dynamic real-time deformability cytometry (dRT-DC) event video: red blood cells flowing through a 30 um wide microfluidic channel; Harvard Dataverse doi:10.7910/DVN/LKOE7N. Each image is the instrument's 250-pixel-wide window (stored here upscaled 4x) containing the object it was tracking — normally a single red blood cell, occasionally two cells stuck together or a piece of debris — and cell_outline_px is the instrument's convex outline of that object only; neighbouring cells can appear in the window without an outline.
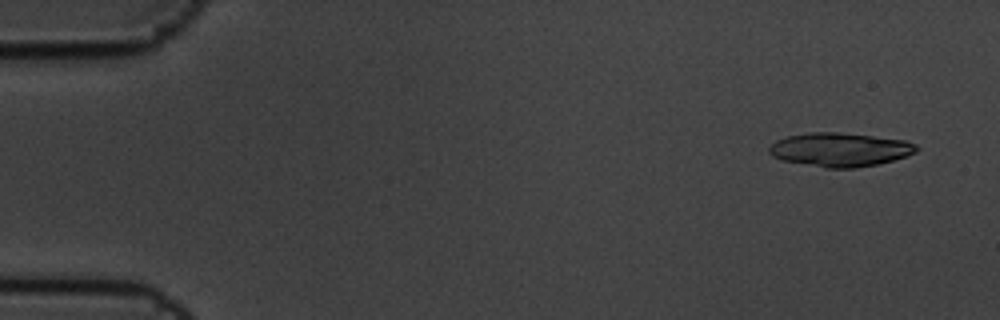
{"species": "common noctule bat (a hibernating species)", "species_latin": "Nyctalus noctula", "temperature_condition": "cold", "stored_images_in_passage": 6, "camera_frame_rate_fps": 3000, "um_per_image_px": 0.085, "animal": {"sex": "male", "body_mass_g": 19.5, "forearm_length_mm": 54.6}, "frame": {"image": 1, "passage_image": 1, "time_ms": 0.0, "image_size_px": [1000, 320], "cell_outline_px": [[920, 148], [916, 152], [908, 156], [876, 164], [856, 168], [824, 168], [784, 160], [772, 156], [768, 152], [768, 148], [776, 140], [788, 136], [808, 132], [836, 132], [872, 136], [904, 140], [916, 144]], "centroid_in_image_um": [71.4, 12.72], "position_along_channel_um": 13.6, "area_um2": 28.96}}
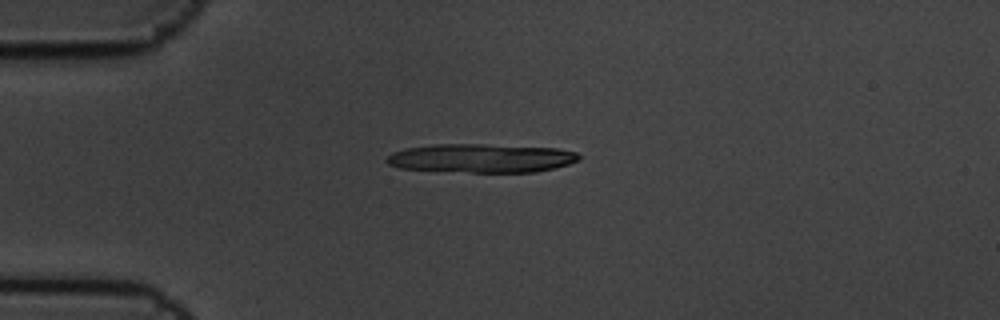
{"frame": {"image": 2, "passage_image": 4, "time_ms": 1.0, "image_size_px": [1000, 320], "cell_outline_px": [[580, 160], [568, 164], [536, 172], [468, 172], [400, 168], [388, 164], [384, 160], [392, 152], [404, 148], [432, 144], [484, 144], [556, 148], [576, 152], [580, 156]], "centroid_in_image_um": [40.88, 13.44], "position_along_channel_um": 44.1, "area_um2": 32.25}}